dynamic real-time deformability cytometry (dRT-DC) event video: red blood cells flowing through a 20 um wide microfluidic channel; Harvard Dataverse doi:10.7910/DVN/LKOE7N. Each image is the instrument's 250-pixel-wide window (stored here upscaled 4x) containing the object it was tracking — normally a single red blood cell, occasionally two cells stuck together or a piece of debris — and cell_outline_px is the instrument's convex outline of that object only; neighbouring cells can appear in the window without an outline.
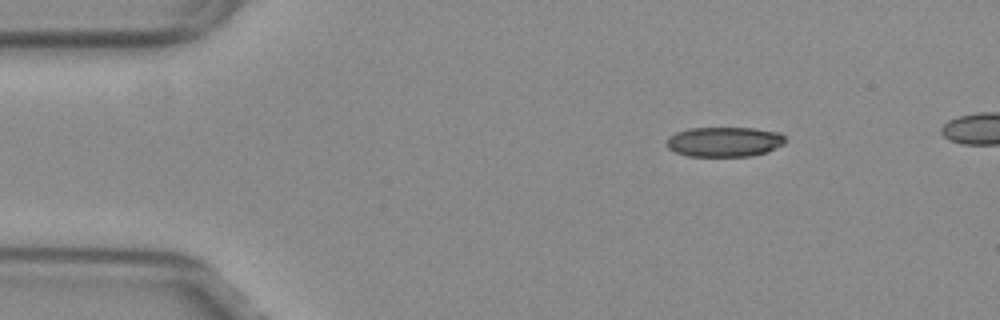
{"species": "common noctule bat (a hibernating species)", "species_latin": "Nyctalus noctula", "temperature_condition": "warm", "stored_images_in_passage": 43, "camera_frame_rate_fps": 3000, "um_per_image_px": 0.085, "animal": {"sex": "female", "body_mass_g": 29.2, "forearm_length_mm": 56.3}, "frame": {"image": 1, "passage_image": 1, "time_ms": 0.0, "image_size_px": [1000, 320], "cell_outline_px": [[788, 140], [784, 144], [768, 152], [752, 156], [688, 156], [676, 152], [668, 148], [664, 144], [668, 136], [676, 132], [688, 128], [756, 128], [780, 132]], "centroid_in_image_um": [61.58, 12.05], "position_along_channel_um": 23.4, "area_um2": 21.04}}
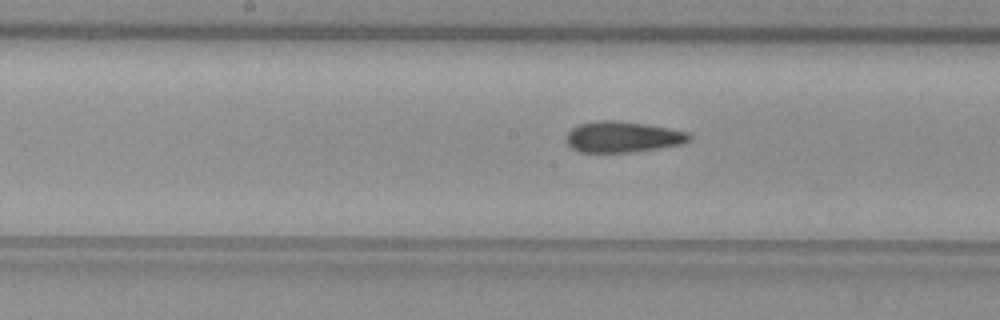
{"frame": {"image": 2, "passage_image": 20, "time_ms": 6.333, "image_size_px": [1000, 320], "cell_outline_px": [[692, 140], [684, 144], [660, 148], [628, 152], [580, 152], [572, 148], [564, 140], [564, 136], [572, 128], [580, 124], [592, 120], [616, 120], [644, 124], [668, 128], [688, 132], [692, 136]], "centroid_in_image_um": [52.92, 11.63], "position_along_channel_um": 195.3, "area_um2": 22.43}}
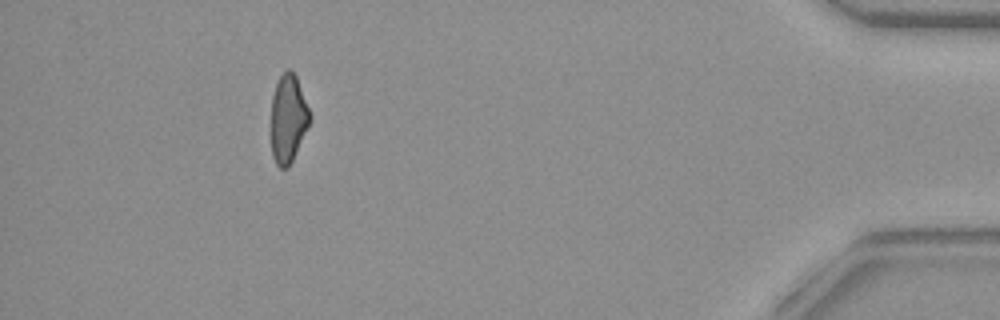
{"frame": {"image": 3, "passage_image": 42, "time_ms": 13.667, "image_size_px": [1000, 320], "cell_outline_px": [[312, 116], [292, 160], [288, 168], [280, 168], [276, 164], [272, 156], [272, 96], [276, 84], [280, 76], [288, 68], [296, 76]], "centroid_in_image_um": [24.49, 10.08], "position_along_channel_um": 410.7, "area_um2": 19.48}}